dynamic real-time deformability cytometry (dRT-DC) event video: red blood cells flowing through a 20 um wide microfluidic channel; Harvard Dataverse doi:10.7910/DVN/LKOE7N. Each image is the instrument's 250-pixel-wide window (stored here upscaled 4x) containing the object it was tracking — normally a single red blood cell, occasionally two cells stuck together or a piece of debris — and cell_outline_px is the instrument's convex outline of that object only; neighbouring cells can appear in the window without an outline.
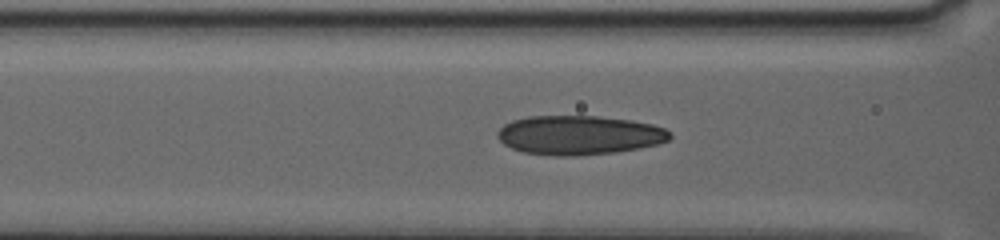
{"species": "human", "species_latin": "Homo sapiens", "temperature_condition": "warm", "stored_images_in_passage": 52, "camera_frame_rate_fps": 3000, "um_per_image_px": 0.085, "donor": {"sex": "female"}, "frame": {"image": 1, "passage_image": 10, "time_ms": 2.0, "image_size_px": [1000, 240], "cell_outline_px": [[672, 136], [668, 140], [656, 144], [640, 148], [616, 152], [572, 156], [556, 156], [524, 152], [512, 148], [504, 144], [496, 136], [496, 132], [504, 124], [512, 120], [528, 116], [596, 116], [632, 120], [652, 124], [664, 128]], "centroid_in_image_um": [49.2, 11.48], "position_along_channel_um": 117.4, "area_um2": 39.36}}
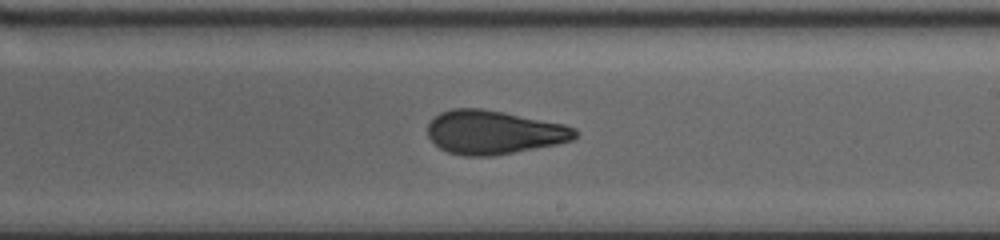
{"frame": {"image": 2, "passage_image": 26, "time_ms": 6.0, "image_size_px": [1000, 240], "cell_outline_px": [[580, 132], [572, 140], [556, 144], [492, 156], [464, 156], [448, 152], [440, 148], [428, 136], [428, 124], [440, 112], [452, 108], [480, 108], [504, 112], [564, 124], [576, 128]], "centroid_in_image_um": [41.98, 11.24], "position_along_channel_um": 247.0, "area_um2": 37.45}}
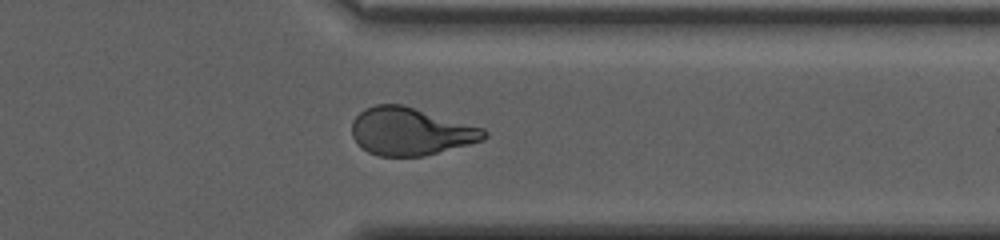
{"frame": {"image": 3, "passage_image": 43, "time_ms": 10.0, "image_size_px": [1000, 240], "cell_outline_px": [[488, 136], [484, 140], [424, 156], [380, 156], [368, 152], [352, 136], [352, 120], [364, 108], [376, 104], [400, 104], [484, 128], [488, 132]], "centroid_in_image_um": [34.91, 11.17], "position_along_channel_um": 376.5, "area_um2": 36.47}}